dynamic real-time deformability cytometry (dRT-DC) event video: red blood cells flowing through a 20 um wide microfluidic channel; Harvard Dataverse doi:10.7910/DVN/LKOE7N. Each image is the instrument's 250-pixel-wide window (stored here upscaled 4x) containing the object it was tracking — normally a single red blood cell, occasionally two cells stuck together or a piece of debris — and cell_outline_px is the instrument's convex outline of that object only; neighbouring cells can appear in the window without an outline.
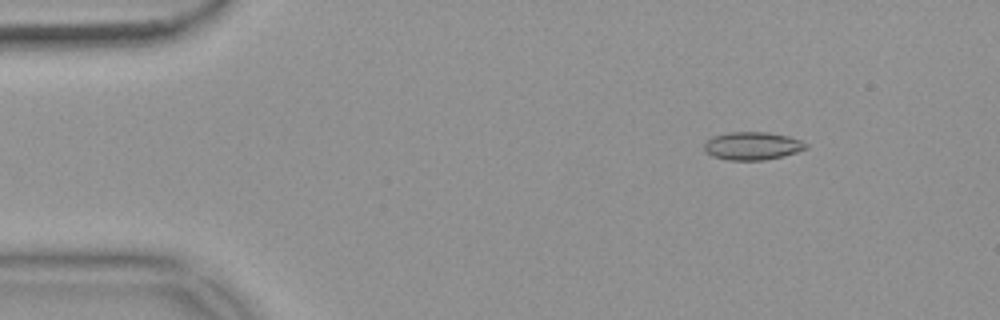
{"species": "common noctule bat (a hibernating species)", "species_latin": "Nyctalus noctula", "temperature_condition": "warm", "stored_images_in_passage": 54, "camera_frame_rate_fps": 3000, "um_per_image_px": 0.085, "animal": {"sex": "female", "body_mass_g": 18.4}, "frame": {"image": 1, "passage_image": 7, "time_ms": 2.0, "image_size_px": [1000, 320], "cell_outline_px": [[808, 148], [796, 152], [764, 160], [728, 160], [712, 156], [704, 148], [704, 140], [712, 136], [728, 132], [768, 132], [788, 136], [800, 140], [808, 144]], "centroid_in_image_um": [63.92, 12.39], "position_along_channel_um": 21.1, "area_um2": 16.59}}
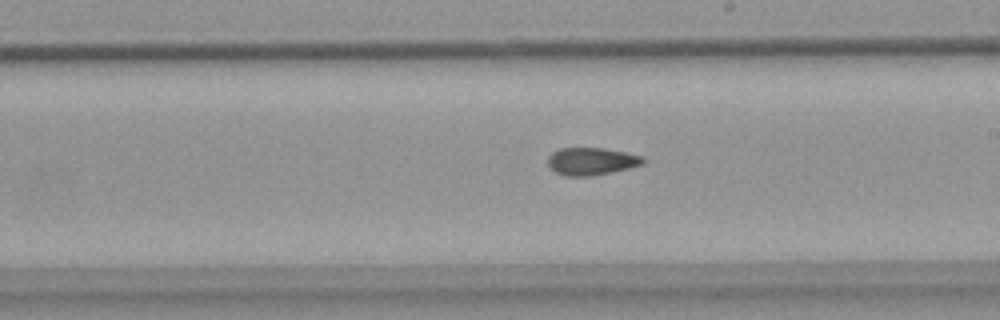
{"frame": {"image": 2, "passage_image": 31, "time_ms": 10.0, "image_size_px": [1000, 320], "cell_outline_px": [[648, 160], [644, 164], [628, 168], [592, 176], [564, 176], [556, 172], [548, 164], [548, 156], [552, 152], [560, 148], [604, 148], [628, 152], [644, 156]], "centroid_in_image_um": [50.32, 13.7], "position_along_channel_um": 238.7, "area_um2": 15.43}}
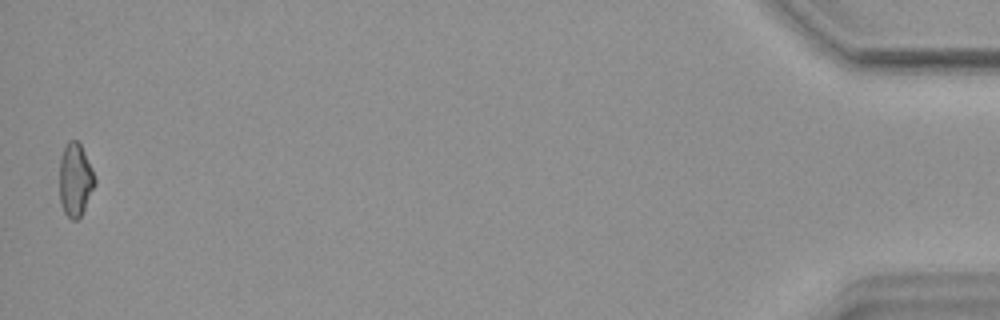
{"frame": {"image": 3, "passage_image": 54, "time_ms": 17.667, "image_size_px": [1000, 320], "cell_outline_px": [[96, 184], [80, 216], [76, 220], [72, 220], [64, 212], [60, 204], [60, 156], [68, 140], [76, 140], [80, 144], [92, 168], [96, 180]], "centroid_in_image_um": [6.39, 15.28], "position_along_channel_um": 428.8, "area_um2": 14.97}, "authors_computed_cell_mechanics": {"area_um2": 15.8083, "velocity_mm_per_s": 3.7096, "shape_relaxation_time_tau1_ms": null, "shape_relaxation_time_tau2_ms": 2.6243, "deformation_change_tau1": null, "deformation_change_tau2": 0.0903}}